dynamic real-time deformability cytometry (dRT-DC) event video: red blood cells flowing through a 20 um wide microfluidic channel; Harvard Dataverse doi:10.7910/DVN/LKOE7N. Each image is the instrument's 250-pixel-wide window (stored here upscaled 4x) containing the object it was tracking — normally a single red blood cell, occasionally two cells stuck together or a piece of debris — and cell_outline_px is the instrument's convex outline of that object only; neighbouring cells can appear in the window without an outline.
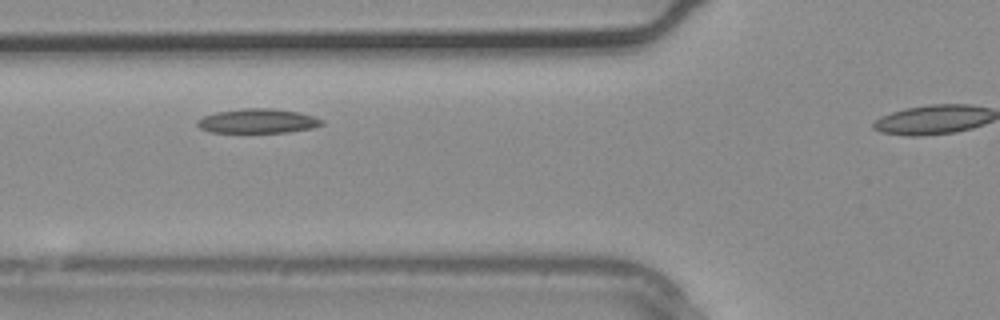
{"species": "common noctule bat (a hibernating species)", "species_latin": "Nyctalus noctula", "temperature_condition": "warm", "stored_images_in_passage": 5, "camera_frame_rate_fps": 3000, "um_per_image_px": 0.085, "animal": {"sex": "male", "body_mass_g": 20.4}, "frame": {"image": 1, "passage_image": 4, "time_ms": 1.0, "image_size_px": [1000, 320], "cell_outline_px": [[324, 124], [312, 128], [288, 132], [208, 132], [200, 128], [196, 124], [196, 120], [204, 116], [216, 112], [244, 108], [272, 108], [296, 112], [312, 116], [324, 120]], "centroid_in_image_um": [21.88, 10.29], "position_along_channel_um": 103.9, "area_um2": 17.63}}